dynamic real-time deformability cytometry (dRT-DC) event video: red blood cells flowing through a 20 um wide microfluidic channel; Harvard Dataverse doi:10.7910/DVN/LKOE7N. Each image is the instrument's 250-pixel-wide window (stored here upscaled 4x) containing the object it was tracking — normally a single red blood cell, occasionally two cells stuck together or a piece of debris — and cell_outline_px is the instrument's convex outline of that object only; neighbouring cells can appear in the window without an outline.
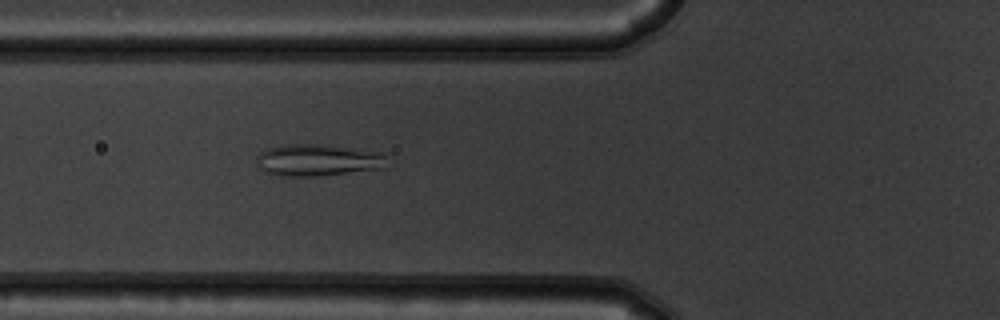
{"species": "common noctule bat (a hibernating species)", "species_latin": "Nyctalus noctula", "temperature_condition": "warm", "stored_images_in_passage": 54, "camera_frame_rate_fps": 3000, "um_per_image_px": 0.085, "animal": {"sex": "male", "body_mass_g": 19.5, "forearm_length_mm": 54.6}, "frame": {"image": 1, "passage_image": 21, "time_ms": 6.667, "image_size_px": [1000, 320], "cell_outline_px": [[388, 168], [312, 176], [284, 176], [268, 172], [260, 168], [256, 164], [256, 156], [260, 152], [268, 148], [284, 144], [312, 144], [380, 152], [388, 156]], "centroid_in_image_um": [27.04, 13.61], "position_along_channel_um": 98.8, "area_um2": 24.04}}
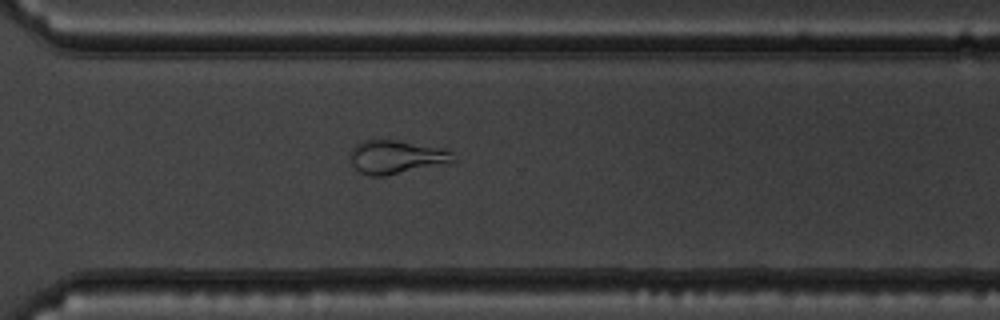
{"frame": {"image": 2, "passage_image": 40, "time_ms": 13.0, "image_size_px": [1000, 320], "cell_outline_px": [[456, 164], [384, 176], [368, 176], [360, 172], [352, 164], [348, 156], [348, 152], [356, 144], [364, 140], [396, 140], [440, 148], [452, 152], [456, 160]], "centroid_in_image_um": [33.73, 13.38], "position_along_channel_um": 336.9, "area_um2": 20.75}}
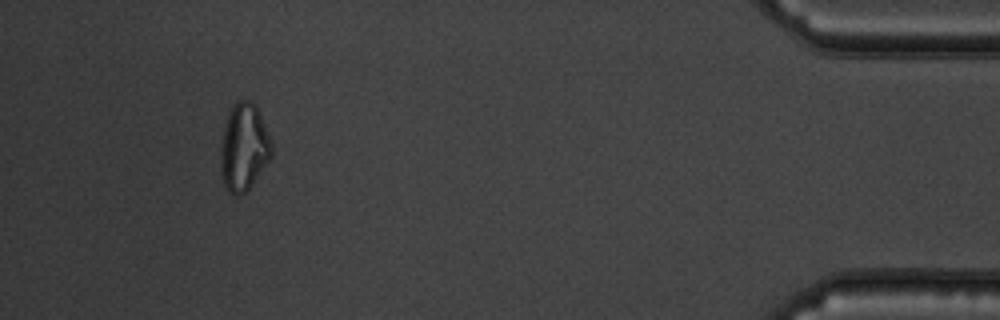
{"frame": {"image": 3, "passage_image": 51, "time_ms": 16.667, "image_size_px": [1000, 320], "cell_outline_px": [[272, 156], [252, 184], [240, 196], [236, 196], [228, 192], [224, 184], [220, 168], [220, 148], [224, 128], [228, 112], [232, 104], [236, 100], [252, 100], [256, 104], [272, 140]], "centroid_in_image_um": [20.73, 12.48], "position_along_channel_um": 414.5, "area_um2": 26.3}}